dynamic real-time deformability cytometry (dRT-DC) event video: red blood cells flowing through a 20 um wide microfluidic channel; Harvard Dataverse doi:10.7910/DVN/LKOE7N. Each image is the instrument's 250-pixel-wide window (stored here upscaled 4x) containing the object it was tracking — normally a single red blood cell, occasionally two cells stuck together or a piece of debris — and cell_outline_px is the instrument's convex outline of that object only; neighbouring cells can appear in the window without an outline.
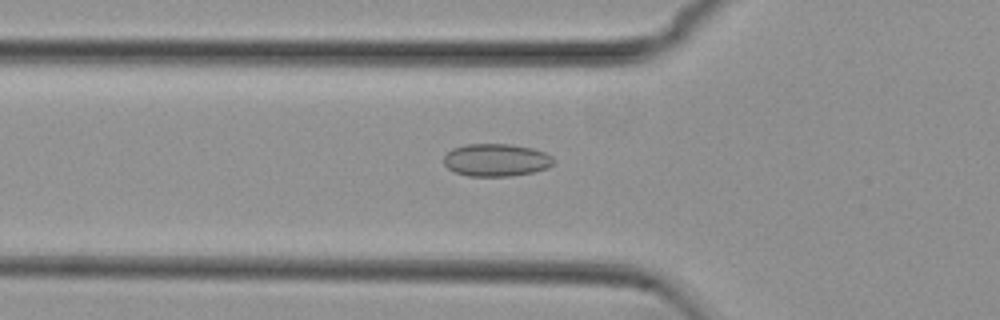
{"species": "common noctule bat (a hibernating species)", "species_latin": "Nyctalus noctula", "temperature_condition": "cold", "stored_images_in_passage": 55, "camera_frame_rate_fps": 3000, "um_per_image_px": 0.085, "animal": {"sex": "female", "body_mass_g": 29.2, "forearm_length_mm": 56.3}, "frame": {"image": 1, "passage_image": 19, "time_ms": 6.0, "image_size_px": [1000, 320], "cell_outline_px": [[556, 160], [548, 168], [532, 172], [512, 176], [468, 176], [456, 172], [448, 168], [444, 164], [444, 156], [452, 148], [464, 144], [508, 144], [532, 148], [544, 152], [552, 156]], "centroid_in_image_um": [42.18, 13.6], "position_along_channel_um": 83.6, "area_um2": 20.92}}
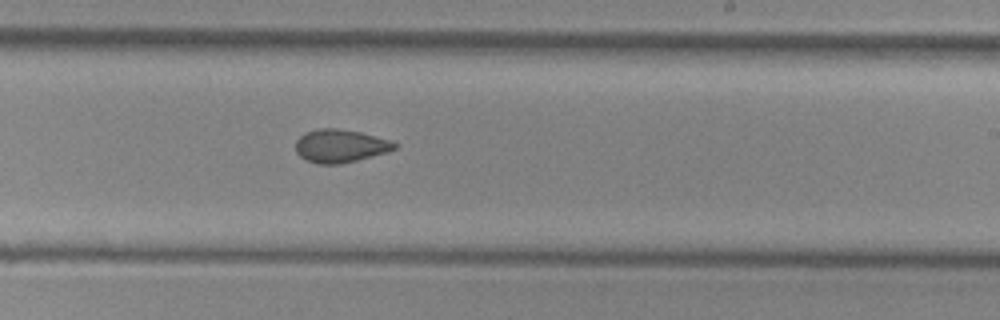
{"frame": {"image": 2, "passage_image": 33, "time_ms": 10.667, "image_size_px": [1000, 320], "cell_outline_px": [[400, 144], [396, 148], [388, 152], [340, 164], [316, 164], [304, 160], [296, 152], [296, 140], [304, 132], [316, 128], [336, 128], [360, 132], [392, 140]], "centroid_in_image_um": [28.92, 12.4], "position_along_channel_um": 260.1, "area_um2": 19.36}}
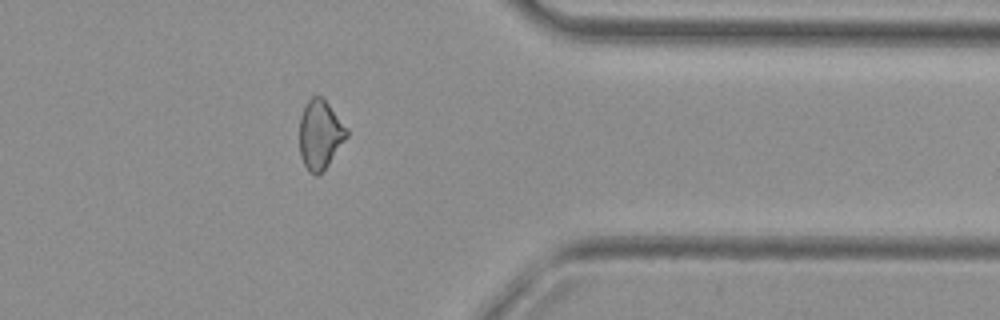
{"frame": {"image": 3, "passage_image": 44, "time_ms": 14.333, "image_size_px": [1000, 320], "cell_outline_px": [[348, 136], [328, 164], [316, 176], [308, 172], [300, 156], [300, 116], [308, 100], [312, 96], [320, 96], [328, 104], [348, 128]], "centroid_in_image_um": [27.2, 11.44], "position_along_channel_um": 384.2, "area_um2": 18.79}, "authors_computed_cell_mechanics": {"area_um2": 19.8832, "velocity_mm_per_s": 3.7666, "shape_relaxation_time_tau1_ms": null, "shape_relaxation_time_tau2_ms": 2.7606, "deformation_change_tau1": null, "deformation_change_tau2": 0.0877}}